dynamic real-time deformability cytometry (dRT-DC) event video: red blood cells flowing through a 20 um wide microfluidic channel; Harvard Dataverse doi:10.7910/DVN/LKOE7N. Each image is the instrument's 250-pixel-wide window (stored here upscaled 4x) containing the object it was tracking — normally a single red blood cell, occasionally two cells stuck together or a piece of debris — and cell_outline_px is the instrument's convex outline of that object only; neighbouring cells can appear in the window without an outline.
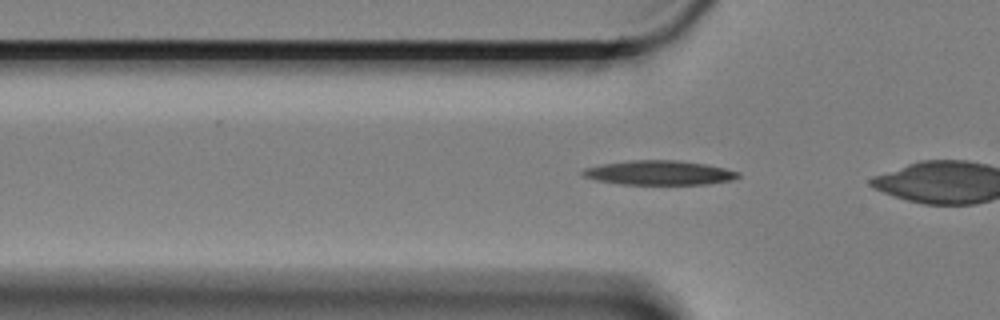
{"species": "Egyptian fruit bat (a non-hibernating species)", "species_latin": "Rousettus aegyptiacus", "temperature_condition": "cold", "stored_images_in_passage": 30, "camera_frame_rate_fps": 3000, "um_per_image_px": 0.085, "animal": {"sex": "female"}, "frame": {"image": 1, "passage_image": 2, "time_ms": 0.333, "image_size_px": [1000, 320], "cell_outline_px": [[740, 176], [732, 180], [708, 184], [620, 184], [596, 180], [580, 176], [580, 172], [584, 168], [604, 164], [632, 160], [676, 160], [704, 164], [724, 168], [740, 172]], "centroid_in_image_um": [56.0, 14.69], "position_along_channel_um": 69.8, "area_um2": 22.02}}
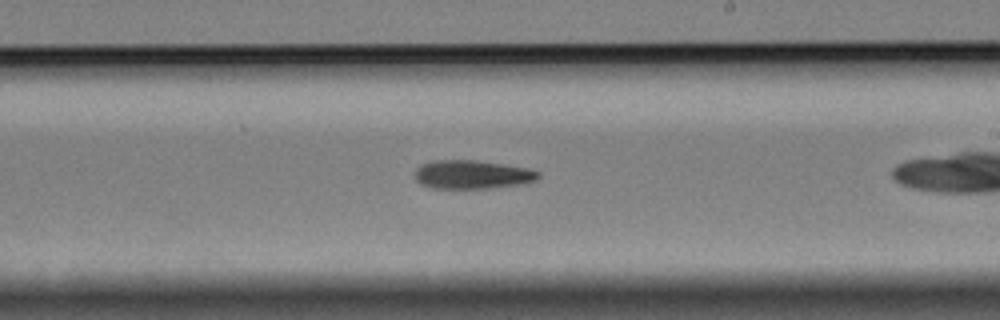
{"frame": {"image": 2, "passage_image": 18, "time_ms": 5.667, "image_size_px": [1000, 320], "cell_outline_px": [[540, 176], [536, 180], [524, 184], [492, 188], [432, 188], [420, 184], [416, 180], [416, 168], [432, 160], [476, 160], [524, 168], [540, 172]], "centroid_in_image_um": [40.13, 14.84], "position_along_channel_um": 248.9, "area_um2": 20.46}}
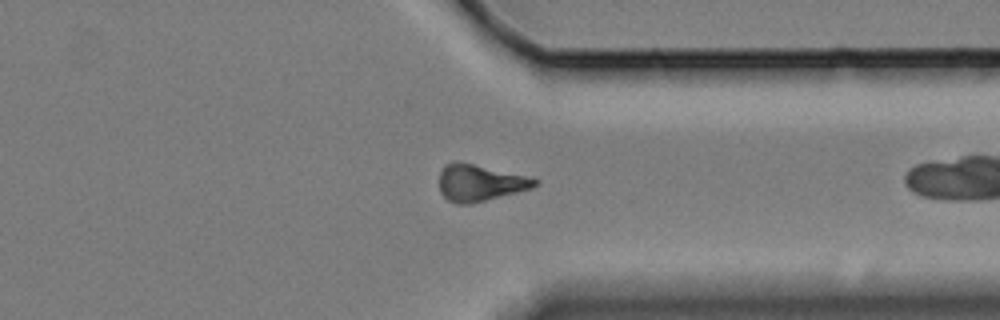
{"frame": {"image": 3, "passage_image": 29, "time_ms": 9.333, "image_size_px": [1000, 320], "cell_outline_px": [[540, 180], [532, 188], [468, 204], [456, 204], [448, 200], [440, 192], [440, 172], [444, 164], [452, 160], [456, 160], [524, 176]], "centroid_in_image_um": [40.71, 15.53], "position_along_channel_um": 370.7, "area_um2": 20.0}}